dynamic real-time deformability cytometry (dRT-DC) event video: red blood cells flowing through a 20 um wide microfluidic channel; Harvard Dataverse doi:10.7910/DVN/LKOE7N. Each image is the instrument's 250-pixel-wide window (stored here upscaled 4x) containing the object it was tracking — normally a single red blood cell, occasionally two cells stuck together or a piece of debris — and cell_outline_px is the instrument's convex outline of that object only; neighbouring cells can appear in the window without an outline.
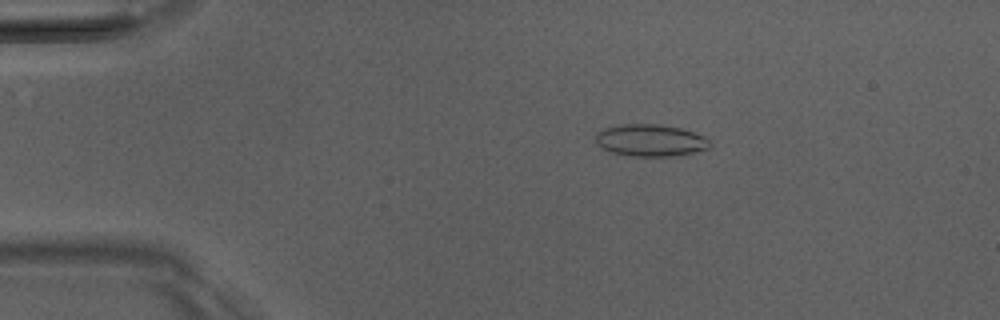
{"species": "Egyptian fruit bat (a non-hibernating species)", "species_latin": "Rousettus aegyptiacus", "temperature_condition": "room temperature", "stored_images_in_passage": 51, "camera_frame_rate_fps": 3000, "um_per_image_px": 0.085, "animal": {"sex": "male"}, "frame": {"image": 1, "passage_image": 10, "time_ms": 3.0, "image_size_px": [1000, 320], "cell_outline_px": [[712, 148], [676, 156], [628, 156], [612, 152], [596, 144], [596, 132], [604, 128], [620, 124], [660, 124], [680, 128], [704, 136], [712, 144]], "centroid_in_image_um": [55.3, 11.93], "position_along_channel_um": 29.7, "area_um2": 21.44}}
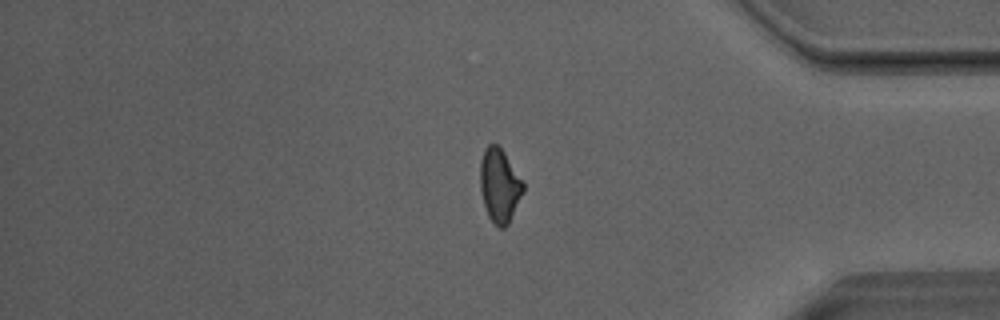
{"frame": {"image": 2, "passage_image": 43, "time_ms": 14.0, "image_size_px": [1000, 320], "cell_outline_px": [[524, 192], [508, 224], [504, 228], [500, 228], [488, 216], [484, 204], [480, 188], [480, 160], [484, 148], [488, 144], [496, 144], [504, 152], [524, 184]], "centroid_in_image_um": [42.45, 15.75], "position_along_channel_um": 392.8, "area_um2": 18.32}}
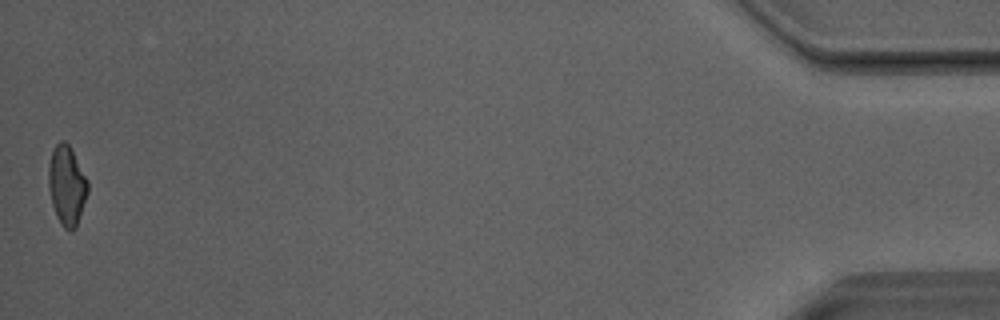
{"frame": {"image": 3, "passage_image": 51, "time_ms": 16.667, "image_size_px": [1000, 320], "cell_outline_px": [[88, 192], [76, 228], [72, 232], [64, 228], [60, 224], [56, 216], [52, 204], [48, 188], [48, 164], [52, 148], [60, 140], [64, 140], [68, 144], [88, 180]], "centroid_in_image_um": [5.66, 15.77], "position_along_channel_um": 429.5, "area_um2": 18.38}, "authors_computed_cell_mechanics": {"area_um2": 18.9584, "velocity_mm_per_s": 4.0693, "shape_relaxation_time_tau1_ms": null, "shape_relaxation_time_tau2_ms": 2.2604, "deformation_change_tau1": null, "deformation_change_tau2": 0.1}}